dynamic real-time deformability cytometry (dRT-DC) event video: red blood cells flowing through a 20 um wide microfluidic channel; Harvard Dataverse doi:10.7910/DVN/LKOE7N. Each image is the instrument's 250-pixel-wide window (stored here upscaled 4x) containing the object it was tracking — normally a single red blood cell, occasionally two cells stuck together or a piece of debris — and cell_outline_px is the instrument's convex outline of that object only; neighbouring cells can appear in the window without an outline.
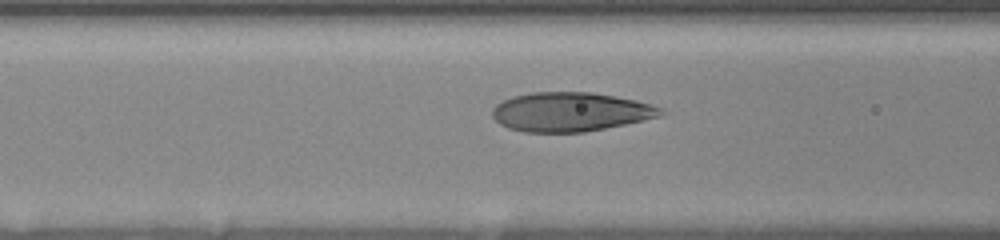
{"species": "human", "species_latin": "Homo sapiens", "temperature_condition": "room temperature", "stored_images_in_passage": 11, "camera_frame_rate_fps": 3000, "um_per_image_px": 0.085, "donor": {"sex": "female"}, "frame": {"image": 1, "passage_image": 7, "time_ms": 3.0, "image_size_px": [1000, 240], "cell_outline_px": [[664, 112], [660, 116], [624, 124], [584, 132], [524, 132], [508, 128], [500, 124], [492, 116], [492, 108], [496, 104], [512, 96], [532, 92], [592, 92], [636, 100], [652, 104], [664, 108]], "centroid_in_image_um": [48.47, 9.5], "position_along_channel_um": 118.1, "area_um2": 38.38}}
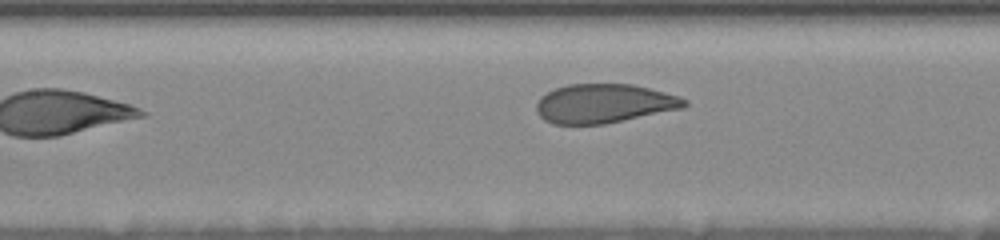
{"frame": {"image": 2, "passage_image": 11, "time_ms": 5.333, "image_size_px": [1000, 240], "cell_outline_px": [[688, 104], [684, 108], [604, 124], [552, 124], [544, 120], [536, 112], [536, 104], [540, 96], [556, 88], [568, 84], [632, 84], [680, 96], [688, 100]], "centroid_in_image_um": [51.34, 8.8], "position_along_channel_um": 156.1, "area_um2": 33.76}}